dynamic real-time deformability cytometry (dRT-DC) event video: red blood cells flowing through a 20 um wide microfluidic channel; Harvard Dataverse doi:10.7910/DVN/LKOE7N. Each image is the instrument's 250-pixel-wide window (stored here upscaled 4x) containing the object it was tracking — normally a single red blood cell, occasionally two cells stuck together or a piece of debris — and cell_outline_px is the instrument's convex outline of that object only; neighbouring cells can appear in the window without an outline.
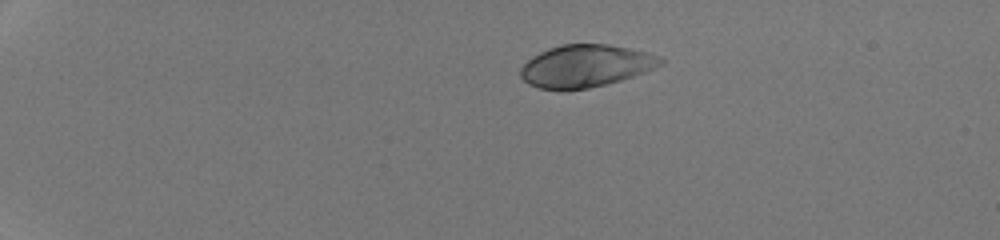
{"species": "human", "species_latin": "Homo sapiens", "temperature_condition": "room temperature", "stored_images_in_passage": 40, "camera_frame_rate_fps": 3000, "um_per_image_px": 0.085, "donor": {"sex": "male"}, "frame": {"image": 1, "passage_image": 1, "time_ms": 0.0, "image_size_px": [1000, 240], "cell_outline_px": [[664, 64], [644, 72], [620, 80], [588, 88], [540, 88], [528, 84], [520, 76], [520, 68], [532, 56], [548, 48], [560, 44], [608, 44], [648, 52], [660, 56], [664, 60]], "centroid_in_image_um": [49.79, 5.58], "position_along_channel_um": 35.2, "area_um2": 34.16}}
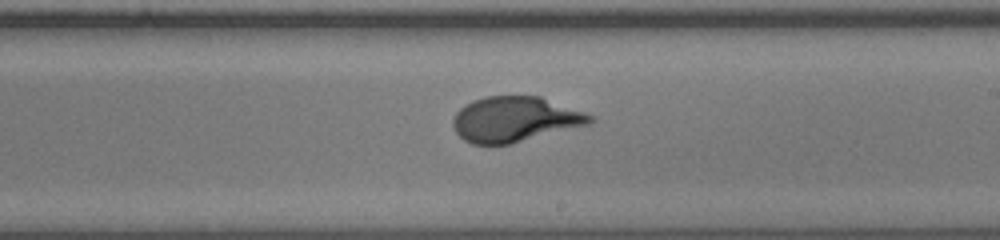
{"frame": {"image": 2, "passage_image": 23, "time_ms": 7.333, "image_size_px": [1000, 240], "cell_outline_px": [[596, 120], [588, 124], [512, 144], [472, 144], [464, 140], [456, 132], [452, 124], [452, 120], [456, 112], [464, 104], [472, 100], [484, 96], [540, 96], [596, 116]], "centroid_in_image_um": [43.76, 10.13], "position_along_channel_um": 245.2, "area_um2": 36.3}}
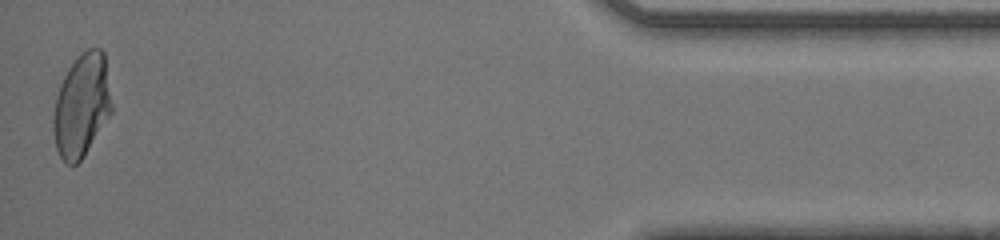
{"frame": {"image": 3, "passage_image": 40, "time_ms": 13.0, "image_size_px": [1000, 240], "cell_outline_px": [[112, 112], [80, 160], [76, 164], [64, 164], [56, 148], [52, 124], [56, 96], [60, 84], [68, 68], [88, 48], [100, 48], [104, 52], [112, 104]], "centroid_in_image_um": [6.93, 8.97], "position_along_channel_um": 428.3, "area_um2": 34.62}, "authors_computed_cell_mechanics": {"area_um2": 35.6626, "velocity_mm_per_s": 4.2727, "shape_relaxation_time_tau1_ms": 4.5238, "shape_relaxation_time_tau2_ms": null, "deformation_change_tau1": 0.2234, "deformation_change_tau2": null}}